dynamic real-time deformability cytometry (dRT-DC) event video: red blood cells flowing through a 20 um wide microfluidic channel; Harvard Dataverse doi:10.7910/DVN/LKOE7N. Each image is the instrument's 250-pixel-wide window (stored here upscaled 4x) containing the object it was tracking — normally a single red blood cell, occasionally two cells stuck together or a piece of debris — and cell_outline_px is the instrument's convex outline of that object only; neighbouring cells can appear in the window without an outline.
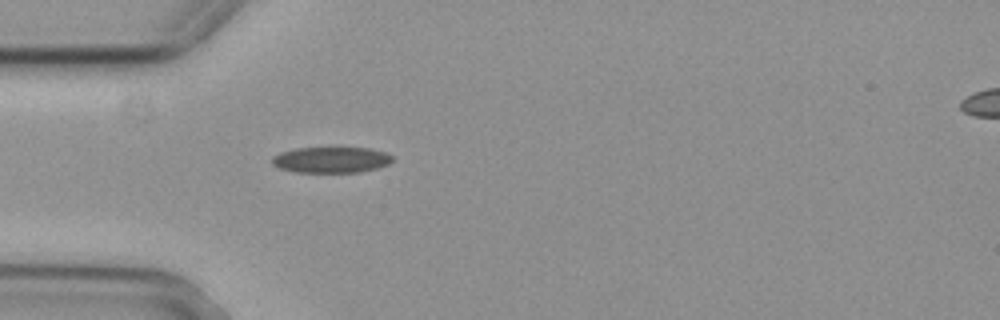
{"species": "common noctule bat (a hibernating species)", "species_latin": "Nyctalus noctula", "temperature_condition": "cold", "stored_images_in_passage": 3, "segment_of_instrument_passage": [1, 2], "camera_frame_rate_fps": 3000, "um_per_image_px": 0.085, "animal": {"sex": "female", "body_mass_g": 29.2, "forearm_length_mm": 56.3}, "frame": {"image": 1, "passage_image": 2, "time_ms": 0.333, "image_size_px": [1000, 320], "cell_outline_px": [[392, 160], [388, 164], [376, 168], [360, 172], [296, 172], [280, 168], [272, 164], [272, 156], [280, 152], [296, 148], [368, 148], [384, 152], [392, 156]], "centroid_in_image_um": [28.12, 13.58], "position_along_channel_um": 56.9, "area_um2": 18.03}}